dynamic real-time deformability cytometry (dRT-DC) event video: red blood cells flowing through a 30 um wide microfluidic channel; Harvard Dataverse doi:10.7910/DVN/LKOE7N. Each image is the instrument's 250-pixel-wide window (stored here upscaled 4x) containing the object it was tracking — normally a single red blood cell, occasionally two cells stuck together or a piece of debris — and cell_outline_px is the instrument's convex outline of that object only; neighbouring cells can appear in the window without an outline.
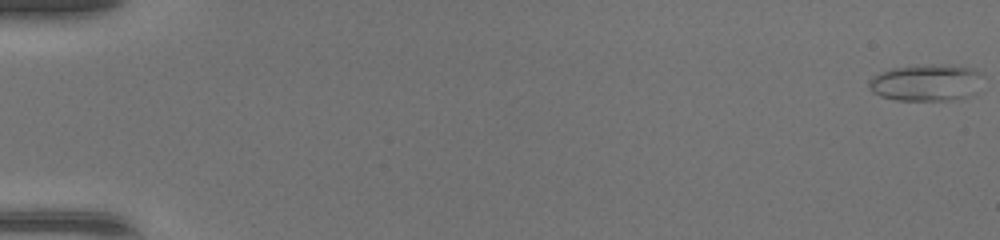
{"species": "common noctule bat (a hibernating species)", "species_latin": "Nyctalus noctula", "temperature_condition": "warm", "stored_images_in_passage": 44, "camera_frame_rate_fps": 3000, "um_per_image_px": 0.085, "animal": {"sex": "female", "body_mass_g": 17.0, "forearm_length_mm": 48.0}, "frame": {"image": 1, "passage_image": 1, "time_ms": 0.0, "image_size_px": [1000, 240], "cell_outline_px": [[984, 76], [976, 92], [972, 96], [964, 100], [896, 100], [880, 96], [872, 92], [868, 84], [868, 80], [872, 76], [880, 72], [892, 68], [932, 64], [972, 68], [980, 72]], "centroid_in_image_um": [78.76, 7.04], "position_along_channel_um": 6.2, "area_um2": 24.74}}
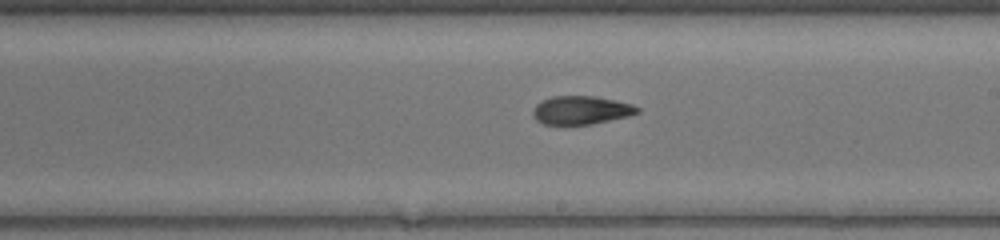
{"frame": {"image": 2, "passage_image": 29, "time_ms": 9.333, "image_size_px": [1000, 240], "cell_outline_px": [[640, 112], [628, 116], [592, 124], [544, 124], [536, 120], [532, 112], [536, 104], [552, 96], [596, 96], [632, 104], [640, 108]], "centroid_in_image_um": [49.41, 9.36], "position_along_channel_um": 239.6, "area_um2": 17.17}}
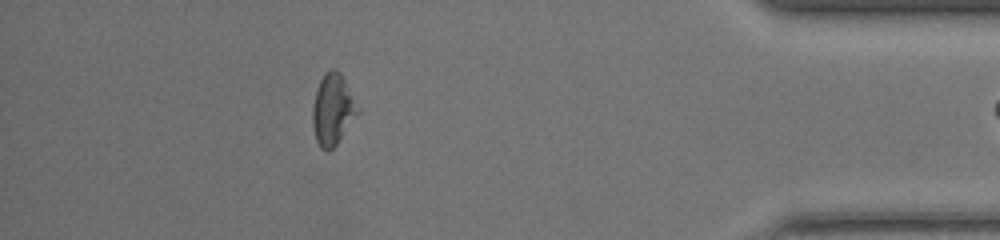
{"frame": {"image": 3, "passage_image": 43, "time_ms": 14.0, "image_size_px": [1000, 240], "cell_outline_px": [[360, 108], [336, 144], [328, 152], [320, 148], [316, 140], [312, 124], [312, 108], [316, 88], [324, 72], [332, 68], [336, 68], [340, 72]], "centroid_in_image_um": [28.25, 9.27], "position_along_channel_um": 407.0, "area_um2": 18.55}}